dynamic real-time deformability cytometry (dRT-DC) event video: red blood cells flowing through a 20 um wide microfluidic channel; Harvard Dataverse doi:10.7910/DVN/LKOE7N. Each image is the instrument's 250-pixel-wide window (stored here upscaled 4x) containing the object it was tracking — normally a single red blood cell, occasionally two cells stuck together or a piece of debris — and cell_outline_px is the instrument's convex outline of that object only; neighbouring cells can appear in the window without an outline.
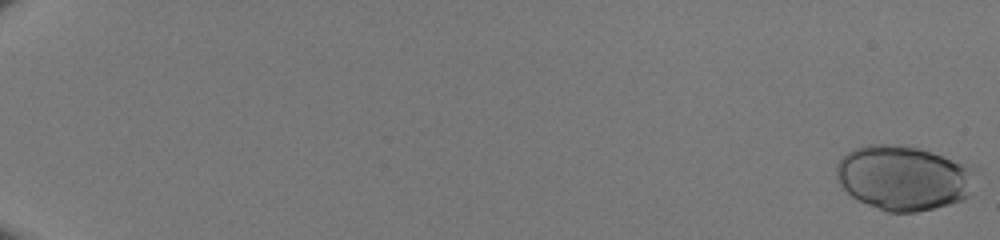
{"species": "human", "species_latin": "Homo sapiens", "temperature_condition": "room temperature", "stored_images_in_passage": 27, "camera_frame_rate_fps": 3000, "um_per_image_px": 0.085, "donor": {"sex": "male"}, "frame": {"image": 1, "passage_image": 1, "time_ms": 0.0, "image_size_px": [1000, 240], "cell_outline_px": [[968, 196], [964, 200], [916, 212], [888, 212], [856, 200], [840, 184], [836, 176], [836, 164], [848, 152], [856, 148], [872, 144], [884, 144], [916, 148], [940, 156], [960, 164], [968, 168]], "centroid_in_image_um": [76.64, 15.15], "position_along_channel_um": 8.4, "area_um2": 50.52}}
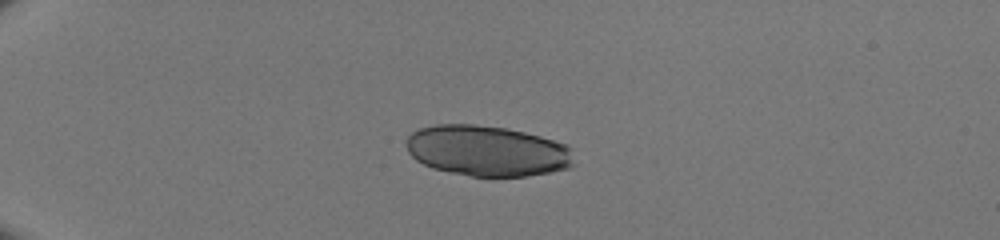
{"frame": {"image": 2, "passage_image": 16, "time_ms": 5.0, "image_size_px": [1000, 240], "cell_outline_px": [[572, 164], [568, 168], [528, 176], [472, 176], [432, 168], [416, 160], [408, 152], [404, 140], [412, 132], [420, 128], [436, 124], [472, 124], [504, 128], [524, 132], [540, 136], [568, 144], [572, 148]], "centroid_in_image_um": [41.39, 12.81], "position_along_channel_um": 43.6, "area_um2": 49.48}}